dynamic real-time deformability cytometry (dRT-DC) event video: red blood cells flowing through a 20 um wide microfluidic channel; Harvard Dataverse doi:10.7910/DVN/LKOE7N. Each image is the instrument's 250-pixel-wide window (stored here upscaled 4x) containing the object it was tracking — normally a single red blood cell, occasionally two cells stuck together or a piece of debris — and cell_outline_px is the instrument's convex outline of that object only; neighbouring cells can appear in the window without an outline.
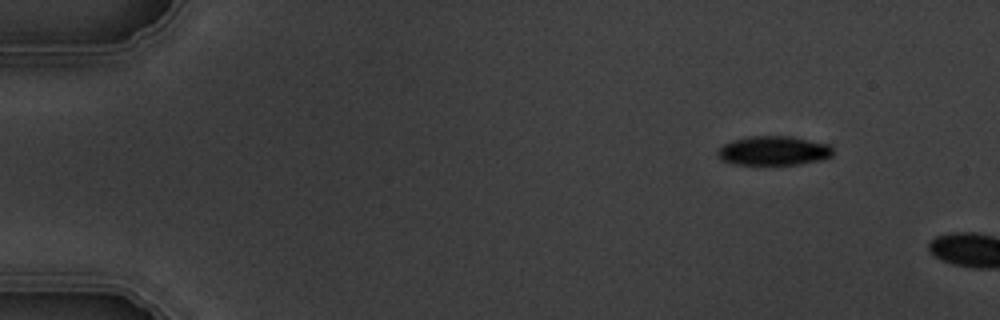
{"species": "common noctule bat (a hibernating species)", "species_latin": "Nyctalus noctula", "temperature_condition": "warm", "stored_images_in_passage": 2, "camera_frame_rate_fps": 3000, "um_per_image_px": 0.085, "animal": {"sex": "male", "body_mass_g": 19.5, "forearm_length_mm": 54.6}, "frame": {"image": 1, "passage_image": 1, "time_ms": 0.0, "image_size_px": [1000, 320], "cell_outline_px": [[832, 156], [824, 160], [800, 164], [732, 164], [720, 160], [716, 152], [724, 144], [732, 140], [748, 136], [792, 136], [832, 144]], "centroid_in_image_um": [65.79, 12.8], "position_along_channel_um": 19.2, "area_um2": 19.94}}